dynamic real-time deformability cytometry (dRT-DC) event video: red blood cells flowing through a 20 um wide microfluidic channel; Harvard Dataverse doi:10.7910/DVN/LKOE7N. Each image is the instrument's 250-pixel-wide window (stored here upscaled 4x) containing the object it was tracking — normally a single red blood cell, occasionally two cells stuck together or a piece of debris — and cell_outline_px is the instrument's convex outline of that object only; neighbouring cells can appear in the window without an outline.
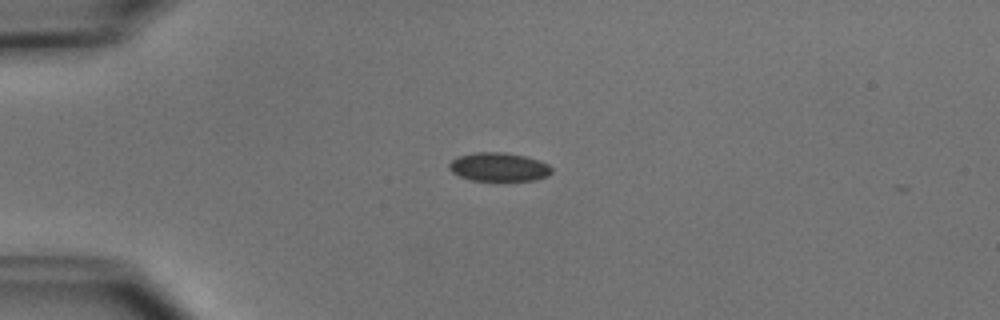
{"species": "common noctule bat (a hibernating species)", "species_latin": "Nyctalus noctula", "temperature_condition": "cold", "stored_images_in_passage": 5, "camera_frame_rate_fps": 3000, "um_per_image_px": 0.085, "animal": {"sex": "male", "body_mass_g": 15.6}, "frame": {"image": 1, "passage_image": 4, "time_ms": 3.667, "image_size_px": [1000, 320], "cell_outline_px": [[552, 172], [548, 176], [536, 180], [472, 180], [460, 176], [452, 172], [448, 168], [448, 164], [456, 156], [476, 152], [504, 152], [524, 156], [540, 160], [548, 164], [552, 168]], "centroid_in_image_um": [42.4, 14.18], "position_along_channel_um": 42.6, "area_um2": 17.17}}